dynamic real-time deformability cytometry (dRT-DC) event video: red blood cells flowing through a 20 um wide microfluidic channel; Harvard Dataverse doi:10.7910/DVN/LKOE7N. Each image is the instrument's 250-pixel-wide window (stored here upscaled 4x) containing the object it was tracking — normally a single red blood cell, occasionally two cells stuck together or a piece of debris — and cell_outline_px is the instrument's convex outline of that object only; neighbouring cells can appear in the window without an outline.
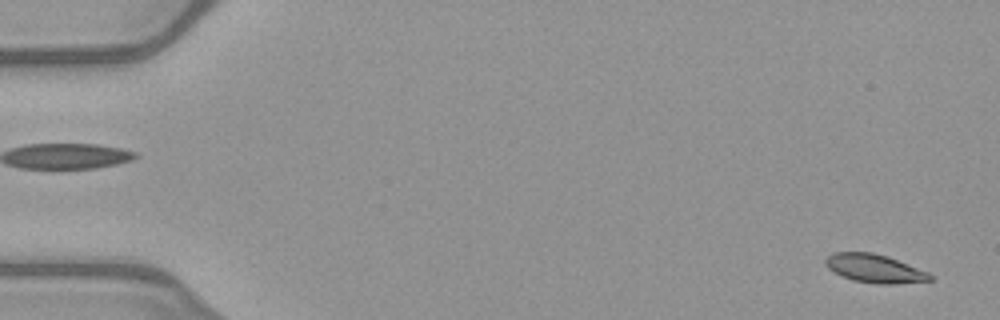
{"species": "common noctule bat (a hibernating species)", "species_latin": "Nyctalus noctula", "temperature_condition": "warm", "stored_images_in_passage": 17, "camera_frame_rate_fps": 3000, "um_per_image_px": 0.085, "animal": {"sex": "female", "body_mass_g": 21.9}, "frame": {"image": 1, "passage_image": 2, "time_ms": 0.333, "image_size_px": [1000, 320], "cell_outline_px": [[932, 280], [896, 284], [876, 284], [852, 280], [828, 268], [824, 264], [824, 260], [832, 252], [872, 252], [888, 256], [928, 272], [932, 276]], "centroid_in_image_um": [74.33, 22.81], "position_along_channel_um": 10.7, "area_um2": 17.28}}